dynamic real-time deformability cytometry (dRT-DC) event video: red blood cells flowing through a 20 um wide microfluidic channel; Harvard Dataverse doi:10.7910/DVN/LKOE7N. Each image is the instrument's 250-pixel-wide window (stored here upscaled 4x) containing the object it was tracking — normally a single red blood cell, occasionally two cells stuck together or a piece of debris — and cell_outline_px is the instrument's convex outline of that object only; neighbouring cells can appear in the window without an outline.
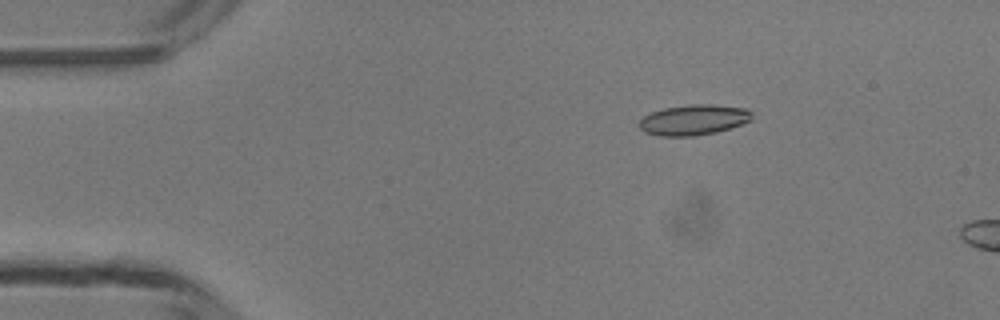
{"species": "common noctule bat (a hibernating species)", "species_latin": "Nyctalus noctula", "temperature_condition": "room temperature", "stored_images_in_passage": 4, "camera_frame_rate_fps": 3000, "um_per_image_px": 0.085, "animal": {"sex": "male", "body_mass_g": 13.3}, "frame": {"image": 1, "passage_image": 2, "time_ms": 1.333, "image_size_px": [1000, 320], "cell_outline_px": [[752, 120], [716, 132], [692, 136], [660, 136], [644, 132], [636, 124], [644, 116], [652, 112], [664, 108], [692, 104], [712, 104], [748, 108], [752, 112]], "centroid_in_image_um": [58.95, 10.18], "position_along_channel_um": 26.1, "area_um2": 20.06}}